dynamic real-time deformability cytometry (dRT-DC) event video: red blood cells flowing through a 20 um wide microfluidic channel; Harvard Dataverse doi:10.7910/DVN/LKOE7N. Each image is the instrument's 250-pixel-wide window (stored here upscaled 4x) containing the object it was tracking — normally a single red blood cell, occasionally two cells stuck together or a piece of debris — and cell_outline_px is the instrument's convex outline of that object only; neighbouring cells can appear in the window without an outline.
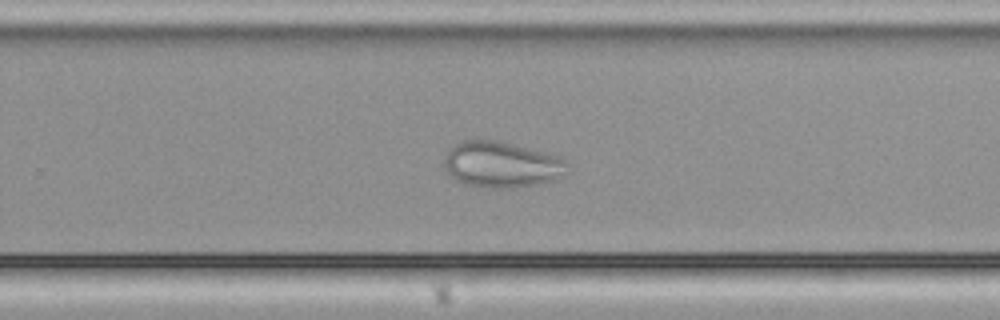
{"species": "common noctule bat (a hibernating species)", "species_latin": "Nyctalus noctula", "temperature_condition": "cold", "stored_images_in_passage": 46, "camera_frame_rate_fps": 3000, "um_per_image_px": 0.085, "animal": {"sex": "male", "body_mass_g": 21.5, "forearm_length_mm": 52.0}, "frame": {"image": 1, "passage_image": 27, "time_ms": 8.667, "image_size_px": [1000, 320], "cell_outline_px": [[572, 172], [556, 180], [536, 184], [508, 188], [488, 188], [464, 184], [456, 180], [444, 168], [444, 160], [452, 144], [460, 140], [496, 140], [544, 152], [556, 156], [564, 160], [568, 164]], "centroid_in_image_um": [42.65, 13.99], "position_along_channel_um": 287.1, "area_um2": 33.23}}
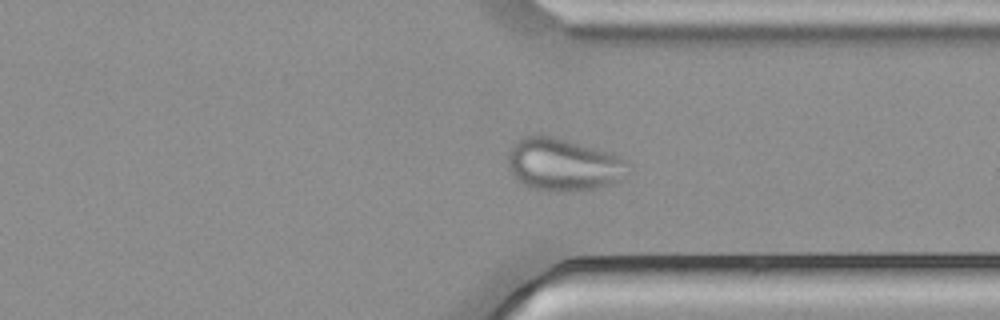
{"frame": {"image": 2, "passage_image": 33, "time_ms": 10.667, "image_size_px": [1000, 320], "cell_outline_px": [[628, 164], [616, 180], [612, 184], [596, 188], [576, 192], [548, 192], [532, 188], [516, 180], [508, 168], [508, 152], [512, 144], [524, 136], [536, 132], [552, 136], [612, 152], [628, 160]], "centroid_in_image_um": [47.8, 13.97], "position_along_channel_um": 363.6, "area_um2": 37.28}}